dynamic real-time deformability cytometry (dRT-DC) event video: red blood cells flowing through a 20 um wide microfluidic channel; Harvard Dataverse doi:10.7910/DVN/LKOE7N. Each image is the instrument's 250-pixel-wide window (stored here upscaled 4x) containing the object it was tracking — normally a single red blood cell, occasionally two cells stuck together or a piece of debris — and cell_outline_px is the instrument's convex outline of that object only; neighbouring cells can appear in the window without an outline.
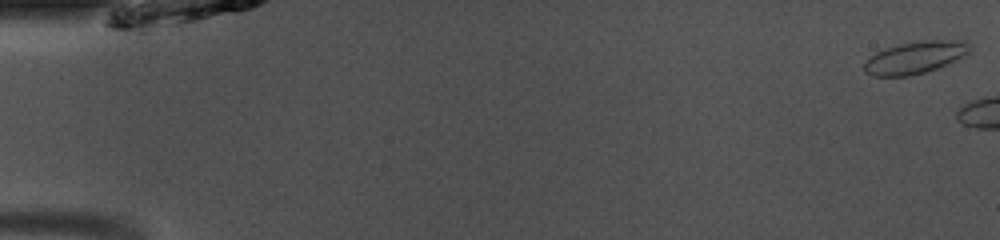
{"species": "common noctule bat (a hibernating species)", "species_latin": "Nyctalus noctula", "temperature_condition": "room temperature", "stored_images_in_passage": 5, "camera_frame_rate_fps": 3000, "um_per_image_px": 0.085, "animal": {"sex": "male", "body_mass_g": 13.0, "forearm_length_mm": 53.1}, "frame": {"image": 1, "passage_image": 1, "time_ms": 0.0, "image_size_px": [1000, 240], "cell_outline_px": [[972, 52], [964, 56], [936, 68], [924, 72], [908, 76], [872, 76], [864, 72], [864, 60], [876, 52], [900, 44], [928, 40], [964, 40], [972, 44]], "centroid_in_image_um": [77.81, 4.88], "position_along_channel_um": 7.2, "area_um2": 19.83}}